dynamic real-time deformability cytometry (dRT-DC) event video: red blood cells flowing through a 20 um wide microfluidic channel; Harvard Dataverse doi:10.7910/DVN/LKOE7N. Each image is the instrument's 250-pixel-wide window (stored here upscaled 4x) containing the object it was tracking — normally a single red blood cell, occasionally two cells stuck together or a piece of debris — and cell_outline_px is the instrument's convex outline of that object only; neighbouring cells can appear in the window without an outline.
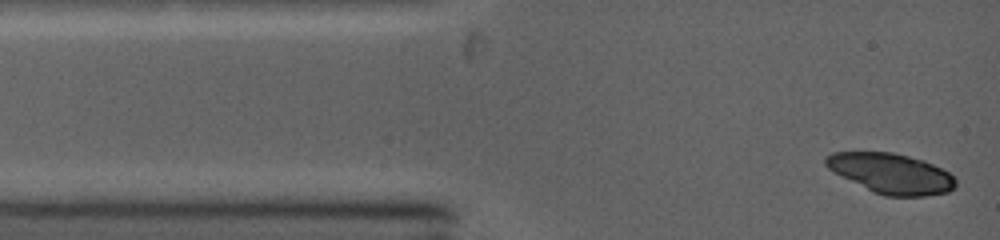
{"species": "common noctule bat (a hibernating species)", "species_latin": "Nyctalus noctula", "temperature_condition": "warm", "stored_images_in_passage": 3, "camera_frame_rate_fps": 5000, "um_per_image_px": 0.085, "animal": {"sex": "female", "body_mass_g": 19.0, "forearm_length_mm": 53.3}, "frame": {"image": 1, "passage_image": 1, "time_ms": 0.0, "image_size_px": [1000, 240], "cell_outline_px": [[956, 184], [948, 192], [924, 196], [884, 196], [872, 192], [832, 172], [824, 164], [824, 156], [832, 152], [892, 152], [924, 160], [956, 176]], "centroid_in_image_um": [75.71, 14.74], "position_along_channel_um": 9.3, "area_um2": 30.58}}